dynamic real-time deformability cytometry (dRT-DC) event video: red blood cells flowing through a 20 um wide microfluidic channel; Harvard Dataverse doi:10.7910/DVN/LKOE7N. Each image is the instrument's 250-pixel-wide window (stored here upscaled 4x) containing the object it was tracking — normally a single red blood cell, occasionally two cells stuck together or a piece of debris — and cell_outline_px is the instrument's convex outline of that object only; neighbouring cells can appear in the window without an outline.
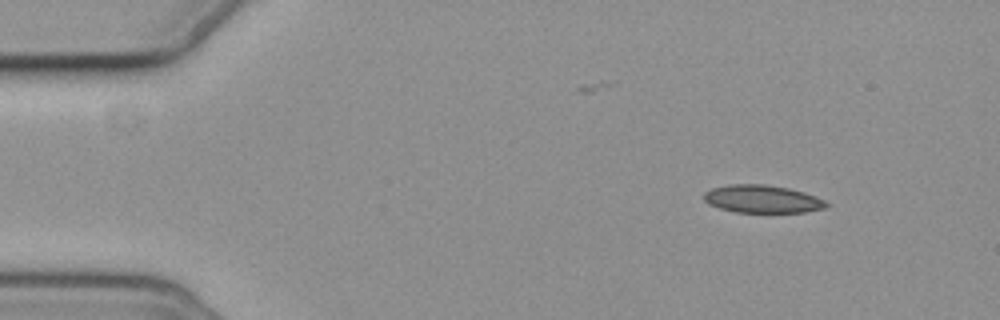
{"species": "common noctule bat (a hibernating species)", "species_latin": "Nyctalus noctula", "temperature_condition": "cold", "stored_images_in_passage": 4, "camera_frame_rate_fps": 3000, "um_per_image_px": 0.085, "animal": {"sex": "female", "body_mass_g": 19.3, "forearm_length_mm": 54.1}, "frame": {"image": 1, "passage_image": 1, "time_ms": 0.0, "image_size_px": [1000, 320], "cell_outline_px": [[832, 204], [824, 208], [804, 212], [736, 212], [720, 208], [708, 204], [704, 200], [704, 192], [712, 188], [732, 184], [764, 184], [788, 188], [804, 192], [816, 196]], "centroid_in_image_um": [64.81, 16.91], "position_along_channel_um": 20.2, "area_um2": 19.83}}
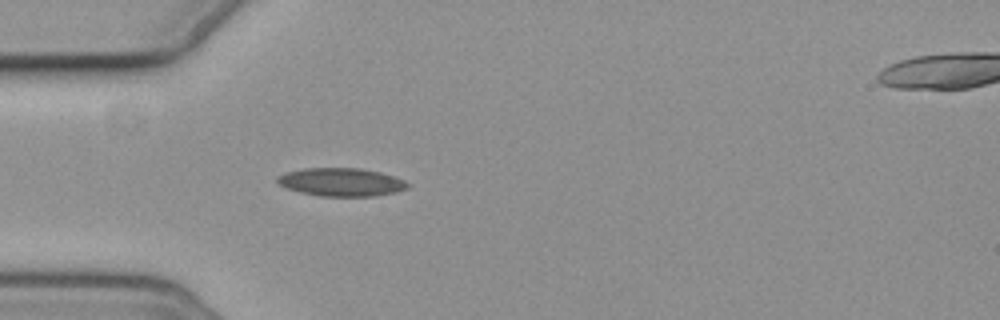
{"frame": {"image": 2, "passage_image": 3, "time_ms": 3.333, "image_size_px": [1000, 320], "cell_outline_px": [[408, 188], [396, 192], [376, 196], [320, 196], [300, 192], [284, 188], [276, 180], [276, 176], [284, 172], [304, 168], [360, 168], [380, 172], [404, 180], [408, 184]], "centroid_in_image_um": [28.96, 15.48], "position_along_channel_um": 56.0, "area_um2": 21.5}}